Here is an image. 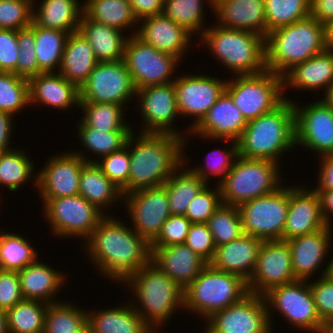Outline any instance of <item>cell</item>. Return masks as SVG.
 <instances>
[{"label": "cell", "mask_w": 333, "mask_h": 333, "mask_svg": "<svg viewBox=\"0 0 333 333\" xmlns=\"http://www.w3.org/2000/svg\"><path fill=\"white\" fill-rule=\"evenodd\" d=\"M87 251L101 274L120 283L151 261L150 244L114 217L105 216L86 239Z\"/></svg>", "instance_id": "obj_1"}, {"label": "cell", "mask_w": 333, "mask_h": 333, "mask_svg": "<svg viewBox=\"0 0 333 333\" xmlns=\"http://www.w3.org/2000/svg\"><path fill=\"white\" fill-rule=\"evenodd\" d=\"M140 134L135 138L132 132L126 142L130 154V172L128 183L121 189L122 194L164 185L185 158V138L172 134ZM131 146H134L133 149Z\"/></svg>", "instance_id": "obj_2"}, {"label": "cell", "mask_w": 333, "mask_h": 333, "mask_svg": "<svg viewBox=\"0 0 333 333\" xmlns=\"http://www.w3.org/2000/svg\"><path fill=\"white\" fill-rule=\"evenodd\" d=\"M284 99L273 111L248 122L237 141L239 156L278 162L285 151L295 148L294 105L292 100Z\"/></svg>", "instance_id": "obj_3"}, {"label": "cell", "mask_w": 333, "mask_h": 333, "mask_svg": "<svg viewBox=\"0 0 333 333\" xmlns=\"http://www.w3.org/2000/svg\"><path fill=\"white\" fill-rule=\"evenodd\" d=\"M326 49L325 25L312 16L272 30L265 38L266 70L283 76Z\"/></svg>", "instance_id": "obj_4"}, {"label": "cell", "mask_w": 333, "mask_h": 333, "mask_svg": "<svg viewBox=\"0 0 333 333\" xmlns=\"http://www.w3.org/2000/svg\"><path fill=\"white\" fill-rule=\"evenodd\" d=\"M125 282L140 300L142 307L134 309L154 332L158 331L155 327L171 319L177 307H184V289L151 261Z\"/></svg>", "instance_id": "obj_5"}, {"label": "cell", "mask_w": 333, "mask_h": 333, "mask_svg": "<svg viewBox=\"0 0 333 333\" xmlns=\"http://www.w3.org/2000/svg\"><path fill=\"white\" fill-rule=\"evenodd\" d=\"M210 27L200 31V38L205 40L208 49L225 67L237 76L259 74L266 70L265 38L262 35L219 25Z\"/></svg>", "instance_id": "obj_6"}, {"label": "cell", "mask_w": 333, "mask_h": 333, "mask_svg": "<svg viewBox=\"0 0 333 333\" xmlns=\"http://www.w3.org/2000/svg\"><path fill=\"white\" fill-rule=\"evenodd\" d=\"M249 293L245 279L207 264L184 290L183 308L208 319L214 313L239 302Z\"/></svg>", "instance_id": "obj_7"}, {"label": "cell", "mask_w": 333, "mask_h": 333, "mask_svg": "<svg viewBox=\"0 0 333 333\" xmlns=\"http://www.w3.org/2000/svg\"><path fill=\"white\" fill-rule=\"evenodd\" d=\"M277 164L276 161L249 159L238 155L227 176L217 183L222 203L239 206L282 187Z\"/></svg>", "instance_id": "obj_8"}, {"label": "cell", "mask_w": 333, "mask_h": 333, "mask_svg": "<svg viewBox=\"0 0 333 333\" xmlns=\"http://www.w3.org/2000/svg\"><path fill=\"white\" fill-rule=\"evenodd\" d=\"M283 90V77L268 70L237 76L226 84V91L247 122L277 108L285 100Z\"/></svg>", "instance_id": "obj_9"}, {"label": "cell", "mask_w": 333, "mask_h": 333, "mask_svg": "<svg viewBox=\"0 0 333 333\" xmlns=\"http://www.w3.org/2000/svg\"><path fill=\"white\" fill-rule=\"evenodd\" d=\"M289 207V187L251 199L238 206L243 234L263 241L283 240Z\"/></svg>", "instance_id": "obj_10"}, {"label": "cell", "mask_w": 333, "mask_h": 333, "mask_svg": "<svg viewBox=\"0 0 333 333\" xmlns=\"http://www.w3.org/2000/svg\"><path fill=\"white\" fill-rule=\"evenodd\" d=\"M129 36L123 60L136 90L146 86L174 82L175 80H171V76L180 59L158 51L153 46L144 43L135 34Z\"/></svg>", "instance_id": "obj_11"}, {"label": "cell", "mask_w": 333, "mask_h": 333, "mask_svg": "<svg viewBox=\"0 0 333 333\" xmlns=\"http://www.w3.org/2000/svg\"><path fill=\"white\" fill-rule=\"evenodd\" d=\"M43 210L53 233L87 239L106 216L81 195L43 200Z\"/></svg>", "instance_id": "obj_12"}, {"label": "cell", "mask_w": 333, "mask_h": 333, "mask_svg": "<svg viewBox=\"0 0 333 333\" xmlns=\"http://www.w3.org/2000/svg\"><path fill=\"white\" fill-rule=\"evenodd\" d=\"M305 282L308 281L296 280L274 287L263 297L267 308H271V305L277 308L276 310L290 321L289 324L298 329L323 333L325 323L317 312L310 285Z\"/></svg>", "instance_id": "obj_13"}, {"label": "cell", "mask_w": 333, "mask_h": 333, "mask_svg": "<svg viewBox=\"0 0 333 333\" xmlns=\"http://www.w3.org/2000/svg\"><path fill=\"white\" fill-rule=\"evenodd\" d=\"M136 91L124 60H119L98 62L79 88V96L80 102L112 103L123 106L136 95Z\"/></svg>", "instance_id": "obj_14"}, {"label": "cell", "mask_w": 333, "mask_h": 333, "mask_svg": "<svg viewBox=\"0 0 333 333\" xmlns=\"http://www.w3.org/2000/svg\"><path fill=\"white\" fill-rule=\"evenodd\" d=\"M270 313L263 296L249 293L208 318L205 333H271Z\"/></svg>", "instance_id": "obj_15"}, {"label": "cell", "mask_w": 333, "mask_h": 333, "mask_svg": "<svg viewBox=\"0 0 333 333\" xmlns=\"http://www.w3.org/2000/svg\"><path fill=\"white\" fill-rule=\"evenodd\" d=\"M123 197L134 231L151 244L171 215L165 185L140 189L123 194Z\"/></svg>", "instance_id": "obj_16"}, {"label": "cell", "mask_w": 333, "mask_h": 333, "mask_svg": "<svg viewBox=\"0 0 333 333\" xmlns=\"http://www.w3.org/2000/svg\"><path fill=\"white\" fill-rule=\"evenodd\" d=\"M296 281L287 241H263L256 267L248 280L249 292L263 296L270 289Z\"/></svg>", "instance_id": "obj_17"}, {"label": "cell", "mask_w": 333, "mask_h": 333, "mask_svg": "<svg viewBox=\"0 0 333 333\" xmlns=\"http://www.w3.org/2000/svg\"><path fill=\"white\" fill-rule=\"evenodd\" d=\"M227 80L212 78L209 75L179 76L174 81L177 107L180 115L194 116L191 131L206 116L208 110L226 90Z\"/></svg>", "instance_id": "obj_18"}, {"label": "cell", "mask_w": 333, "mask_h": 333, "mask_svg": "<svg viewBox=\"0 0 333 333\" xmlns=\"http://www.w3.org/2000/svg\"><path fill=\"white\" fill-rule=\"evenodd\" d=\"M74 151L50 158L45 167L35 176L42 199L69 197L79 194V177L82 167L94 161Z\"/></svg>", "instance_id": "obj_19"}, {"label": "cell", "mask_w": 333, "mask_h": 333, "mask_svg": "<svg viewBox=\"0 0 333 333\" xmlns=\"http://www.w3.org/2000/svg\"><path fill=\"white\" fill-rule=\"evenodd\" d=\"M295 110L296 145L315 150L320 156L333 153V109L322 99Z\"/></svg>", "instance_id": "obj_20"}, {"label": "cell", "mask_w": 333, "mask_h": 333, "mask_svg": "<svg viewBox=\"0 0 333 333\" xmlns=\"http://www.w3.org/2000/svg\"><path fill=\"white\" fill-rule=\"evenodd\" d=\"M145 127L142 133L172 134L183 138V134L172 129V122L180 114L177 107L174 82L151 85L136 91Z\"/></svg>", "instance_id": "obj_21"}, {"label": "cell", "mask_w": 333, "mask_h": 333, "mask_svg": "<svg viewBox=\"0 0 333 333\" xmlns=\"http://www.w3.org/2000/svg\"><path fill=\"white\" fill-rule=\"evenodd\" d=\"M327 226L320 199L314 189L289 187V207L283 230V241L317 232Z\"/></svg>", "instance_id": "obj_22"}, {"label": "cell", "mask_w": 333, "mask_h": 333, "mask_svg": "<svg viewBox=\"0 0 333 333\" xmlns=\"http://www.w3.org/2000/svg\"><path fill=\"white\" fill-rule=\"evenodd\" d=\"M248 122L235 106L230 94L225 90L217 102L208 110L202 121L191 132L200 137L228 141H238Z\"/></svg>", "instance_id": "obj_23"}, {"label": "cell", "mask_w": 333, "mask_h": 333, "mask_svg": "<svg viewBox=\"0 0 333 333\" xmlns=\"http://www.w3.org/2000/svg\"><path fill=\"white\" fill-rule=\"evenodd\" d=\"M151 262L182 289H186L207 263L183 244L150 247Z\"/></svg>", "instance_id": "obj_24"}, {"label": "cell", "mask_w": 333, "mask_h": 333, "mask_svg": "<svg viewBox=\"0 0 333 333\" xmlns=\"http://www.w3.org/2000/svg\"><path fill=\"white\" fill-rule=\"evenodd\" d=\"M219 26L267 36L264 0H209Z\"/></svg>", "instance_id": "obj_25"}, {"label": "cell", "mask_w": 333, "mask_h": 333, "mask_svg": "<svg viewBox=\"0 0 333 333\" xmlns=\"http://www.w3.org/2000/svg\"><path fill=\"white\" fill-rule=\"evenodd\" d=\"M141 20L144 23L135 33L138 38L160 52L181 59L187 46H190V32L163 14L142 18L140 22Z\"/></svg>", "instance_id": "obj_26"}, {"label": "cell", "mask_w": 333, "mask_h": 333, "mask_svg": "<svg viewBox=\"0 0 333 333\" xmlns=\"http://www.w3.org/2000/svg\"><path fill=\"white\" fill-rule=\"evenodd\" d=\"M262 239L247 234L238 239L216 247L212 267L238 275L247 282L251 278L257 263Z\"/></svg>", "instance_id": "obj_27"}, {"label": "cell", "mask_w": 333, "mask_h": 333, "mask_svg": "<svg viewBox=\"0 0 333 333\" xmlns=\"http://www.w3.org/2000/svg\"><path fill=\"white\" fill-rule=\"evenodd\" d=\"M331 228L287 240L291 249L292 270L296 280H308L326 257L331 242Z\"/></svg>", "instance_id": "obj_28"}, {"label": "cell", "mask_w": 333, "mask_h": 333, "mask_svg": "<svg viewBox=\"0 0 333 333\" xmlns=\"http://www.w3.org/2000/svg\"><path fill=\"white\" fill-rule=\"evenodd\" d=\"M29 102L43 103L52 108L67 109L79 106V88L60 73H40L28 80Z\"/></svg>", "instance_id": "obj_29"}, {"label": "cell", "mask_w": 333, "mask_h": 333, "mask_svg": "<svg viewBox=\"0 0 333 333\" xmlns=\"http://www.w3.org/2000/svg\"><path fill=\"white\" fill-rule=\"evenodd\" d=\"M283 87L303 90L327 89L333 84V51L325 49L306 61L294 65L283 76ZM289 84V85H288Z\"/></svg>", "instance_id": "obj_30"}, {"label": "cell", "mask_w": 333, "mask_h": 333, "mask_svg": "<svg viewBox=\"0 0 333 333\" xmlns=\"http://www.w3.org/2000/svg\"><path fill=\"white\" fill-rule=\"evenodd\" d=\"M78 32L88 41L98 62L123 60L125 46L129 37L121 30L81 17Z\"/></svg>", "instance_id": "obj_31"}, {"label": "cell", "mask_w": 333, "mask_h": 333, "mask_svg": "<svg viewBox=\"0 0 333 333\" xmlns=\"http://www.w3.org/2000/svg\"><path fill=\"white\" fill-rule=\"evenodd\" d=\"M23 299L56 303L55 297L63 285L65 277L49 265L39 262L38 258L31 264L17 271ZM52 301V302H51Z\"/></svg>", "instance_id": "obj_32"}, {"label": "cell", "mask_w": 333, "mask_h": 333, "mask_svg": "<svg viewBox=\"0 0 333 333\" xmlns=\"http://www.w3.org/2000/svg\"><path fill=\"white\" fill-rule=\"evenodd\" d=\"M98 61L88 41L77 31L68 35L59 73L80 88Z\"/></svg>", "instance_id": "obj_33"}, {"label": "cell", "mask_w": 333, "mask_h": 333, "mask_svg": "<svg viewBox=\"0 0 333 333\" xmlns=\"http://www.w3.org/2000/svg\"><path fill=\"white\" fill-rule=\"evenodd\" d=\"M130 305L87 312L91 333H155Z\"/></svg>", "instance_id": "obj_34"}, {"label": "cell", "mask_w": 333, "mask_h": 333, "mask_svg": "<svg viewBox=\"0 0 333 333\" xmlns=\"http://www.w3.org/2000/svg\"><path fill=\"white\" fill-rule=\"evenodd\" d=\"M79 7L78 0H43L38 12L33 13V22L71 34L78 31L83 15V6Z\"/></svg>", "instance_id": "obj_35"}, {"label": "cell", "mask_w": 333, "mask_h": 333, "mask_svg": "<svg viewBox=\"0 0 333 333\" xmlns=\"http://www.w3.org/2000/svg\"><path fill=\"white\" fill-rule=\"evenodd\" d=\"M79 195L100 211H104L103 208L119 198L123 199L121 190L103 174L96 163H86L82 167L79 177Z\"/></svg>", "instance_id": "obj_36"}, {"label": "cell", "mask_w": 333, "mask_h": 333, "mask_svg": "<svg viewBox=\"0 0 333 333\" xmlns=\"http://www.w3.org/2000/svg\"><path fill=\"white\" fill-rule=\"evenodd\" d=\"M183 166L181 163L164 183L171 215H185L189 203L208 185L192 169L180 173Z\"/></svg>", "instance_id": "obj_37"}, {"label": "cell", "mask_w": 333, "mask_h": 333, "mask_svg": "<svg viewBox=\"0 0 333 333\" xmlns=\"http://www.w3.org/2000/svg\"><path fill=\"white\" fill-rule=\"evenodd\" d=\"M82 6L83 14L88 19L117 28L122 32L136 21L138 24L129 0H87Z\"/></svg>", "instance_id": "obj_38"}, {"label": "cell", "mask_w": 333, "mask_h": 333, "mask_svg": "<svg viewBox=\"0 0 333 333\" xmlns=\"http://www.w3.org/2000/svg\"><path fill=\"white\" fill-rule=\"evenodd\" d=\"M30 26L35 30V55L38 60L39 74L55 72L57 66L59 70L69 33L44 28L34 22Z\"/></svg>", "instance_id": "obj_39"}, {"label": "cell", "mask_w": 333, "mask_h": 333, "mask_svg": "<svg viewBox=\"0 0 333 333\" xmlns=\"http://www.w3.org/2000/svg\"><path fill=\"white\" fill-rule=\"evenodd\" d=\"M47 308L48 303L39 300L18 302L6 311L9 333H44Z\"/></svg>", "instance_id": "obj_40"}, {"label": "cell", "mask_w": 333, "mask_h": 333, "mask_svg": "<svg viewBox=\"0 0 333 333\" xmlns=\"http://www.w3.org/2000/svg\"><path fill=\"white\" fill-rule=\"evenodd\" d=\"M84 117L81 122L85 126L96 128L104 132L132 131V127L125 124L123 107L112 103L79 102Z\"/></svg>", "instance_id": "obj_41"}, {"label": "cell", "mask_w": 333, "mask_h": 333, "mask_svg": "<svg viewBox=\"0 0 333 333\" xmlns=\"http://www.w3.org/2000/svg\"><path fill=\"white\" fill-rule=\"evenodd\" d=\"M267 35L311 16V0H264Z\"/></svg>", "instance_id": "obj_42"}, {"label": "cell", "mask_w": 333, "mask_h": 333, "mask_svg": "<svg viewBox=\"0 0 333 333\" xmlns=\"http://www.w3.org/2000/svg\"><path fill=\"white\" fill-rule=\"evenodd\" d=\"M80 309L71 303L48 304L44 333H77L87 324V311Z\"/></svg>", "instance_id": "obj_43"}, {"label": "cell", "mask_w": 333, "mask_h": 333, "mask_svg": "<svg viewBox=\"0 0 333 333\" xmlns=\"http://www.w3.org/2000/svg\"><path fill=\"white\" fill-rule=\"evenodd\" d=\"M37 258V252L25 238L18 234L0 232L1 269L19 271Z\"/></svg>", "instance_id": "obj_44"}, {"label": "cell", "mask_w": 333, "mask_h": 333, "mask_svg": "<svg viewBox=\"0 0 333 333\" xmlns=\"http://www.w3.org/2000/svg\"><path fill=\"white\" fill-rule=\"evenodd\" d=\"M215 247L229 243L243 235L238 206L222 204L207 220Z\"/></svg>", "instance_id": "obj_45"}, {"label": "cell", "mask_w": 333, "mask_h": 333, "mask_svg": "<svg viewBox=\"0 0 333 333\" xmlns=\"http://www.w3.org/2000/svg\"><path fill=\"white\" fill-rule=\"evenodd\" d=\"M24 151L8 150L0 153V185L17 191L33 174L34 165Z\"/></svg>", "instance_id": "obj_46"}, {"label": "cell", "mask_w": 333, "mask_h": 333, "mask_svg": "<svg viewBox=\"0 0 333 333\" xmlns=\"http://www.w3.org/2000/svg\"><path fill=\"white\" fill-rule=\"evenodd\" d=\"M28 104H30L28 80L12 72L0 71V111L13 117V114Z\"/></svg>", "instance_id": "obj_47"}, {"label": "cell", "mask_w": 333, "mask_h": 333, "mask_svg": "<svg viewBox=\"0 0 333 333\" xmlns=\"http://www.w3.org/2000/svg\"><path fill=\"white\" fill-rule=\"evenodd\" d=\"M78 134L84 147L93 151L96 155L106 156L114 151H118L126 145L129 135L133 131H110L85 126L79 122Z\"/></svg>", "instance_id": "obj_48"}, {"label": "cell", "mask_w": 333, "mask_h": 333, "mask_svg": "<svg viewBox=\"0 0 333 333\" xmlns=\"http://www.w3.org/2000/svg\"><path fill=\"white\" fill-rule=\"evenodd\" d=\"M202 0H164L162 14L174 23L183 26L188 32L200 31L203 20Z\"/></svg>", "instance_id": "obj_49"}, {"label": "cell", "mask_w": 333, "mask_h": 333, "mask_svg": "<svg viewBox=\"0 0 333 333\" xmlns=\"http://www.w3.org/2000/svg\"><path fill=\"white\" fill-rule=\"evenodd\" d=\"M34 0H0V29L20 30L33 22Z\"/></svg>", "instance_id": "obj_50"}, {"label": "cell", "mask_w": 333, "mask_h": 333, "mask_svg": "<svg viewBox=\"0 0 333 333\" xmlns=\"http://www.w3.org/2000/svg\"><path fill=\"white\" fill-rule=\"evenodd\" d=\"M19 57L16 75L29 80L39 74V65L35 55V30L28 26L17 30Z\"/></svg>", "instance_id": "obj_51"}, {"label": "cell", "mask_w": 333, "mask_h": 333, "mask_svg": "<svg viewBox=\"0 0 333 333\" xmlns=\"http://www.w3.org/2000/svg\"><path fill=\"white\" fill-rule=\"evenodd\" d=\"M100 158L102 159L101 162L93 160L94 163H96L103 174L121 190L128 183L129 178V147L125 145L120 150Z\"/></svg>", "instance_id": "obj_52"}, {"label": "cell", "mask_w": 333, "mask_h": 333, "mask_svg": "<svg viewBox=\"0 0 333 333\" xmlns=\"http://www.w3.org/2000/svg\"><path fill=\"white\" fill-rule=\"evenodd\" d=\"M206 185L202 191L189 203L185 217L191 223H206L213 213L222 206L219 185L218 189H209Z\"/></svg>", "instance_id": "obj_53"}, {"label": "cell", "mask_w": 333, "mask_h": 333, "mask_svg": "<svg viewBox=\"0 0 333 333\" xmlns=\"http://www.w3.org/2000/svg\"><path fill=\"white\" fill-rule=\"evenodd\" d=\"M191 224L184 215H170L162 225L157 238L150 244V247H168L183 244Z\"/></svg>", "instance_id": "obj_54"}, {"label": "cell", "mask_w": 333, "mask_h": 333, "mask_svg": "<svg viewBox=\"0 0 333 333\" xmlns=\"http://www.w3.org/2000/svg\"><path fill=\"white\" fill-rule=\"evenodd\" d=\"M184 244L207 264L213 259L216 247L206 223H192Z\"/></svg>", "instance_id": "obj_55"}, {"label": "cell", "mask_w": 333, "mask_h": 333, "mask_svg": "<svg viewBox=\"0 0 333 333\" xmlns=\"http://www.w3.org/2000/svg\"><path fill=\"white\" fill-rule=\"evenodd\" d=\"M309 285L320 319L324 323L333 320V282L326 276H321Z\"/></svg>", "instance_id": "obj_56"}, {"label": "cell", "mask_w": 333, "mask_h": 333, "mask_svg": "<svg viewBox=\"0 0 333 333\" xmlns=\"http://www.w3.org/2000/svg\"><path fill=\"white\" fill-rule=\"evenodd\" d=\"M22 300L17 271L0 268V310L7 311Z\"/></svg>", "instance_id": "obj_57"}, {"label": "cell", "mask_w": 333, "mask_h": 333, "mask_svg": "<svg viewBox=\"0 0 333 333\" xmlns=\"http://www.w3.org/2000/svg\"><path fill=\"white\" fill-rule=\"evenodd\" d=\"M18 55L17 31L0 29V71L16 74Z\"/></svg>", "instance_id": "obj_58"}, {"label": "cell", "mask_w": 333, "mask_h": 333, "mask_svg": "<svg viewBox=\"0 0 333 333\" xmlns=\"http://www.w3.org/2000/svg\"><path fill=\"white\" fill-rule=\"evenodd\" d=\"M234 143L232 147V149H229V151H217L216 153L218 157H215L217 163L212 164V166L209 165H204L206 166V169L203 167H197V168H192V170L207 184V179L208 176H221L223 175V177H221V181L227 176V174L229 173V171L232 169V166L234 164L235 158L238 157V143L236 141H233ZM215 153V154H216ZM220 154H222L220 156ZM214 158V157H213ZM222 158V159H221ZM234 158V160H232ZM214 160V159H213ZM233 161V162H232ZM207 170H209L207 172Z\"/></svg>", "instance_id": "obj_59"}, {"label": "cell", "mask_w": 333, "mask_h": 333, "mask_svg": "<svg viewBox=\"0 0 333 333\" xmlns=\"http://www.w3.org/2000/svg\"><path fill=\"white\" fill-rule=\"evenodd\" d=\"M137 20L162 14L164 0H129Z\"/></svg>", "instance_id": "obj_60"}, {"label": "cell", "mask_w": 333, "mask_h": 333, "mask_svg": "<svg viewBox=\"0 0 333 333\" xmlns=\"http://www.w3.org/2000/svg\"><path fill=\"white\" fill-rule=\"evenodd\" d=\"M311 16L326 25L333 20V0H311Z\"/></svg>", "instance_id": "obj_61"}, {"label": "cell", "mask_w": 333, "mask_h": 333, "mask_svg": "<svg viewBox=\"0 0 333 333\" xmlns=\"http://www.w3.org/2000/svg\"><path fill=\"white\" fill-rule=\"evenodd\" d=\"M320 165L319 185L315 191L333 190V158L330 155L322 156Z\"/></svg>", "instance_id": "obj_62"}, {"label": "cell", "mask_w": 333, "mask_h": 333, "mask_svg": "<svg viewBox=\"0 0 333 333\" xmlns=\"http://www.w3.org/2000/svg\"><path fill=\"white\" fill-rule=\"evenodd\" d=\"M12 115L0 111V153L11 150L9 139L12 131Z\"/></svg>", "instance_id": "obj_63"}, {"label": "cell", "mask_w": 333, "mask_h": 333, "mask_svg": "<svg viewBox=\"0 0 333 333\" xmlns=\"http://www.w3.org/2000/svg\"><path fill=\"white\" fill-rule=\"evenodd\" d=\"M316 192L320 199L323 219L328 226H331V223L329 222L331 218L329 215L333 214V190Z\"/></svg>", "instance_id": "obj_64"}, {"label": "cell", "mask_w": 333, "mask_h": 333, "mask_svg": "<svg viewBox=\"0 0 333 333\" xmlns=\"http://www.w3.org/2000/svg\"><path fill=\"white\" fill-rule=\"evenodd\" d=\"M326 49L333 51V20L325 25Z\"/></svg>", "instance_id": "obj_65"}, {"label": "cell", "mask_w": 333, "mask_h": 333, "mask_svg": "<svg viewBox=\"0 0 333 333\" xmlns=\"http://www.w3.org/2000/svg\"><path fill=\"white\" fill-rule=\"evenodd\" d=\"M324 100H322L325 104H327L330 108L333 109V84H331L324 94Z\"/></svg>", "instance_id": "obj_66"}, {"label": "cell", "mask_w": 333, "mask_h": 333, "mask_svg": "<svg viewBox=\"0 0 333 333\" xmlns=\"http://www.w3.org/2000/svg\"><path fill=\"white\" fill-rule=\"evenodd\" d=\"M0 333H9L6 311L0 310Z\"/></svg>", "instance_id": "obj_67"}, {"label": "cell", "mask_w": 333, "mask_h": 333, "mask_svg": "<svg viewBox=\"0 0 333 333\" xmlns=\"http://www.w3.org/2000/svg\"><path fill=\"white\" fill-rule=\"evenodd\" d=\"M322 275L326 276L331 282H333V256L330 263H328L325 270L323 271Z\"/></svg>", "instance_id": "obj_68"}, {"label": "cell", "mask_w": 333, "mask_h": 333, "mask_svg": "<svg viewBox=\"0 0 333 333\" xmlns=\"http://www.w3.org/2000/svg\"><path fill=\"white\" fill-rule=\"evenodd\" d=\"M323 333H333V320L325 323Z\"/></svg>", "instance_id": "obj_69"}, {"label": "cell", "mask_w": 333, "mask_h": 333, "mask_svg": "<svg viewBox=\"0 0 333 333\" xmlns=\"http://www.w3.org/2000/svg\"><path fill=\"white\" fill-rule=\"evenodd\" d=\"M77 333H91L88 323L80 331H77Z\"/></svg>", "instance_id": "obj_70"}]
</instances>
